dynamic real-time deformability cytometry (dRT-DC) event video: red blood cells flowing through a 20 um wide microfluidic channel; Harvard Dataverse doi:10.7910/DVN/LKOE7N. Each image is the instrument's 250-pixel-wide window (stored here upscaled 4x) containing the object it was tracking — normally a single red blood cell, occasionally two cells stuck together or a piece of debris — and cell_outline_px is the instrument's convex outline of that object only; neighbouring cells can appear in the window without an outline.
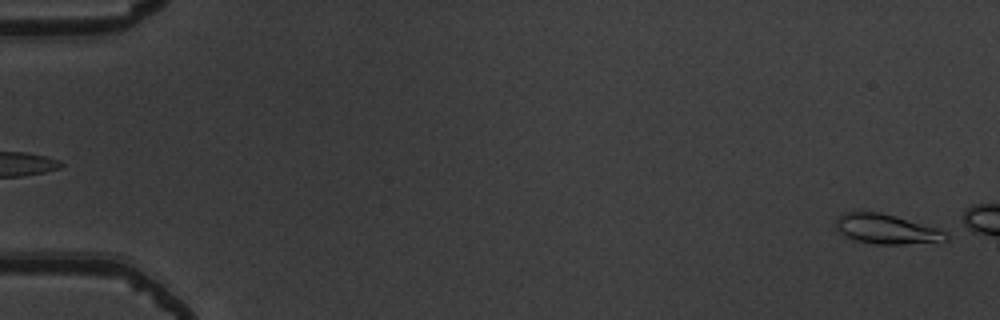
{"species": "common noctule bat (a hibernating species)", "species_latin": "Nyctalus noctula", "temperature_condition": "warm", "stored_images_in_passage": 3, "camera_frame_rate_fps": 3000, "um_per_image_px": 0.085, "animal": {"sex": "male", "body_mass_g": 19.5, "forearm_length_mm": 54.6}, "frame": {"image": 1, "passage_image": 3, "time_ms": 0.667, "image_size_px": [1000, 320], "cell_outline_px": [[948, 240], [904, 244], [876, 244], [856, 240], [840, 232], [836, 228], [836, 216], [848, 212], [864, 208], [896, 216], [936, 228], [944, 232], [948, 236]], "centroid_in_image_um": [75.27, 19.43], "position_along_channel_um": 9.7, "area_um2": 19.13}}